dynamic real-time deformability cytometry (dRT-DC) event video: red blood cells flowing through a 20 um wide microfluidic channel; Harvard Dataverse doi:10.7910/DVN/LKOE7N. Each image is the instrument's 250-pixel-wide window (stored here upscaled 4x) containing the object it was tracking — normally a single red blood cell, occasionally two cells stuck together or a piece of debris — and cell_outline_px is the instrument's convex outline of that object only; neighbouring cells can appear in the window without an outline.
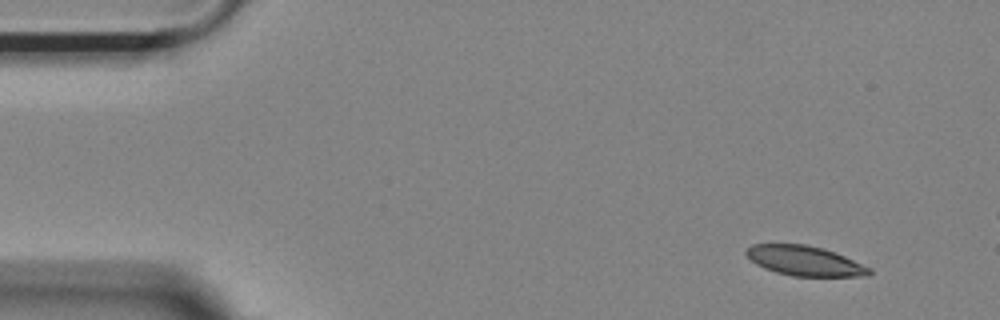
{"species": "Egyptian fruit bat (a non-hibernating species)", "species_latin": "Rousettus aegyptiacus", "temperature_condition": "room temperature", "stored_images_in_passage": 11, "camera_frame_rate_fps": 3000, "um_per_image_px": 0.085, "animal": {"sex": "female"}, "frame": {"image": 1, "passage_image": 1, "time_ms": 0.0, "image_size_px": [1000, 320], "cell_outline_px": [[872, 272], [868, 276], [792, 276], [776, 272], [764, 268], [756, 264], [744, 252], [752, 244], [808, 244], [824, 248], [836, 252], [872, 268]], "centroid_in_image_um": [68.44, 22.16], "position_along_channel_um": 16.6, "area_um2": 21.5}}